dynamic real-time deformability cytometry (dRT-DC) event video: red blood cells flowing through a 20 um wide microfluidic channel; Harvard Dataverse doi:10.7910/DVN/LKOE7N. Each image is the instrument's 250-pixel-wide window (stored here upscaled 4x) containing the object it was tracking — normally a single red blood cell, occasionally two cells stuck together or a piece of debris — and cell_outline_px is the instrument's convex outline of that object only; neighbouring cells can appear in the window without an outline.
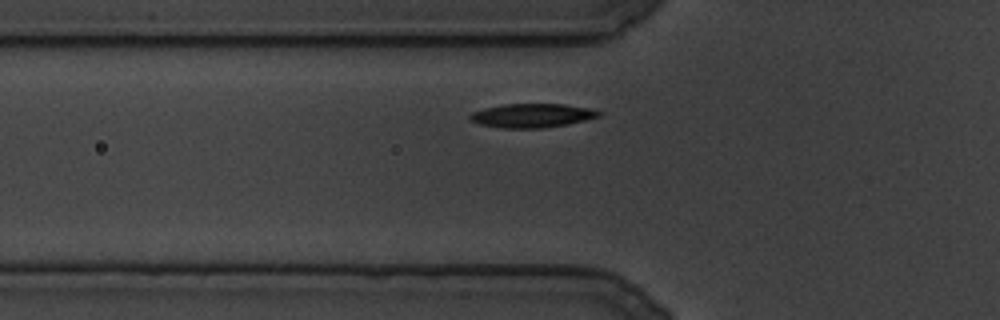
{"species": "common noctule bat (a hibernating species)", "species_latin": "Nyctalus noctula", "temperature_condition": "cold", "stored_images_in_passage": 83, "camera_frame_rate_fps": 3000, "um_per_image_px": 0.085, "animal": {"sex": "male", "body_mass_g": 19.5, "forearm_length_mm": 54.6}, "frame": {"image": 1, "passage_image": 3, "time_ms": 0.667, "image_size_px": [1000, 320], "cell_outline_px": [[600, 116], [568, 124], [544, 128], [500, 128], [480, 124], [472, 120], [468, 116], [472, 112], [484, 108], [504, 104], [564, 104], [588, 108], [600, 112]], "centroid_in_image_um": [45.19, 9.82], "position_along_channel_um": 80.6, "area_um2": 17.8}}
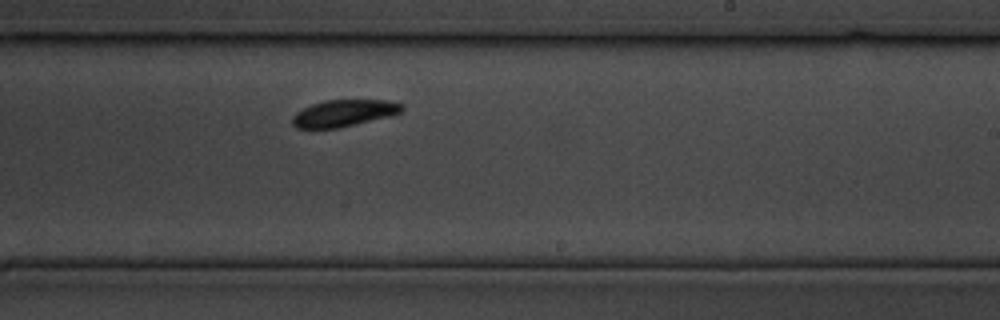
{"frame": {"image": 2, "passage_image": 36, "time_ms": 11.667, "image_size_px": [1000, 320], "cell_outline_px": [[404, 108], [400, 112], [392, 116], [336, 128], [296, 128], [292, 124], [292, 116], [300, 108], [324, 100], [384, 100], [404, 104]], "centroid_in_image_um": [29.21, 9.61], "position_along_channel_um": 259.8, "area_um2": 17.17}}
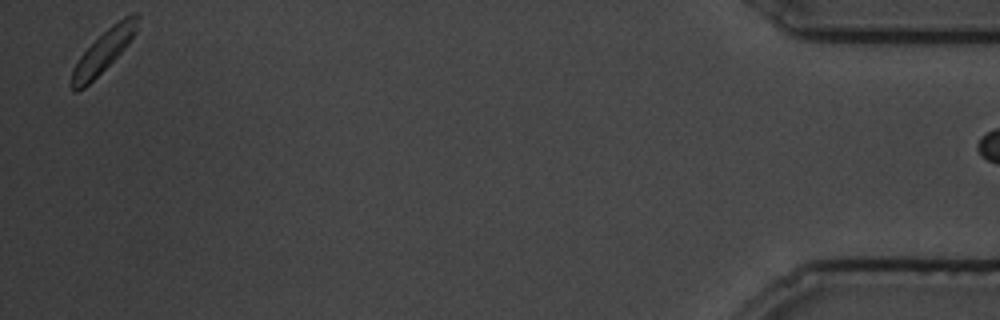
{"frame": {"image": 3, "passage_image": 81, "time_ms": 26.667, "image_size_px": [1000, 320], "cell_outline_px": [[140, 16], [136, 32], [128, 44], [84, 88], [76, 92], [72, 92], [68, 84], [72, 68], [80, 56], [108, 28], [124, 16], [132, 12], [140, 12]], "centroid_in_image_um": [8.77, 4.36], "position_along_channel_um": 426.4, "area_um2": 15.95}}